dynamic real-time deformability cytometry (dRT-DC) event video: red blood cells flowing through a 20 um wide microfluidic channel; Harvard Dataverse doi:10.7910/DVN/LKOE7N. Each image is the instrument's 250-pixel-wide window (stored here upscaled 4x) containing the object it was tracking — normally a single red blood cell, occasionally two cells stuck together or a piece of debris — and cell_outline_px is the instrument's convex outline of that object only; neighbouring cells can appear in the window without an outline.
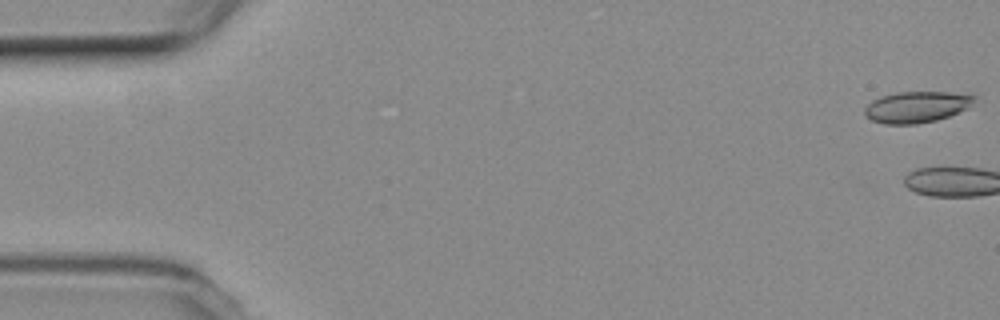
{"species": "common noctule bat (a hibernating species)", "species_latin": "Nyctalus noctula", "temperature_condition": "room temperature", "stored_images_in_passage": 9, "camera_frame_rate_fps": 3000, "um_per_image_px": 0.085, "animal": {"sex": "female", "body_mass_g": 19.3, "forearm_length_mm": 54.1}, "frame": {"image": 1, "passage_image": 1, "time_ms": 0.0, "image_size_px": [1000, 320], "cell_outline_px": [[976, 96], [968, 108], [960, 112], [936, 120], [916, 124], [884, 124], [872, 120], [864, 116], [864, 108], [872, 100], [880, 96], [896, 92], [968, 92]], "centroid_in_image_um": [77.92, 9.08], "position_along_channel_um": 7.1, "area_um2": 20.23}}